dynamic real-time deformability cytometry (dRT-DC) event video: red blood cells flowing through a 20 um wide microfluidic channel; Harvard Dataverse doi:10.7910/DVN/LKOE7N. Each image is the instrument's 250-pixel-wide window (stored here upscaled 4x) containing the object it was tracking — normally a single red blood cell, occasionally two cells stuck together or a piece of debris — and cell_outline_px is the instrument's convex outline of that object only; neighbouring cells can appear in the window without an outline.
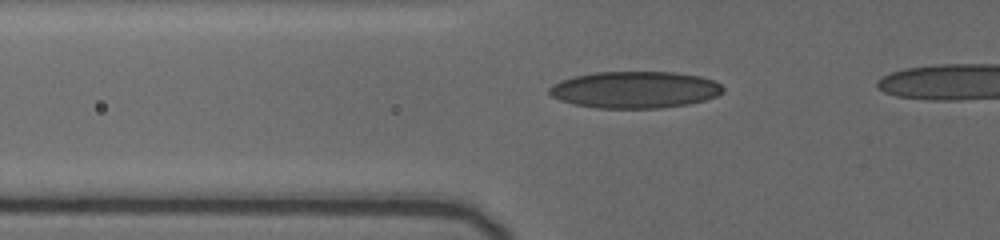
{"species": "human", "species_latin": "Homo sapiens", "temperature_condition": "cold", "stored_images_in_passage": 16, "camera_frame_rate_fps": 3000, "um_per_image_px": 0.085, "donor": {"sex": "female"}, "frame": {"image": 1, "passage_image": 6, "time_ms": 3.0, "image_size_px": [1000, 240], "cell_outline_px": [[724, 92], [716, 96], [704, 100], [688, 104], [660, 108], [596, 108], [572, 104], [560, 100], [552, 96], [548, 92], [548, 88], [552, 84], [560, 80], [572, 76], [596, 72], [672, 72], [700, 76], [712, 80], [720, 84], [724, 88]], "centroid_in_image_um": [53.93, 7.63], "position_along_channel_um": 71.9, "area_um2": 37.4}}
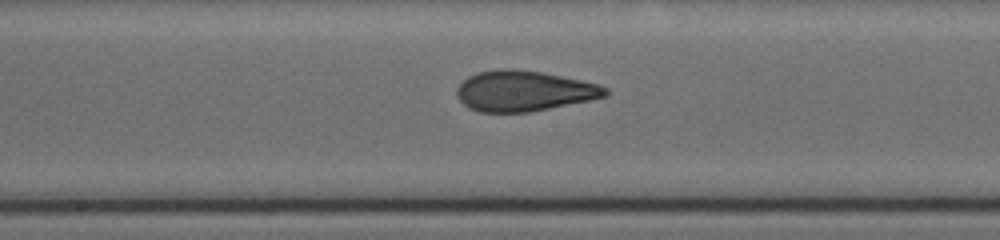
{"frame": {"image": 2, "passage_image": 12, "time_ms": 6.667, "image_size_px": [1000, 240], "cell_outline_px": [[608, 96], [528, 112], [480, 112], [468, 108], [456, 96], [456, 88], [468, 76], [476, 72], [500, 68], [516, 68], [540, 72], [600, 84], [608, 88]], "centroid_in_image_um": [44.5, 7.72], "position_along_channel_um": 203.7, "area_um2": 35.03}}
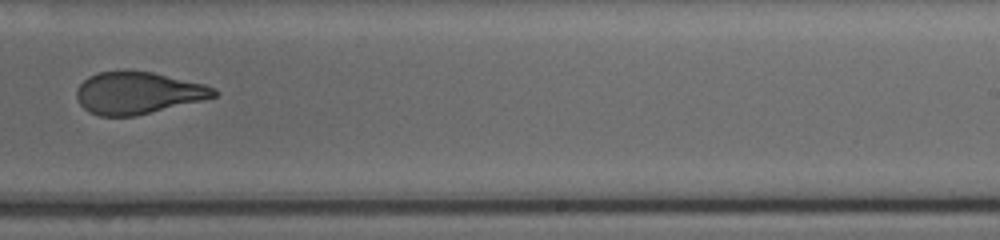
{"frame": {"image": 3, "passage_image": 15, "time_ms": 8.667, "image_size_px": [1000, 240], "cell_outline_px": [[216, 96], [136, 116], [100, 116], [88, 112], [80, 104], [76, 96], [76, 88], [88, 76], [100, 72], [124, 68], [152, 72], [204, 84], [216, 88]], "centroid_in_image_um": [11.66, 7.87], "position_along_channel_um": 277.3, "area_um2": 33.87}}